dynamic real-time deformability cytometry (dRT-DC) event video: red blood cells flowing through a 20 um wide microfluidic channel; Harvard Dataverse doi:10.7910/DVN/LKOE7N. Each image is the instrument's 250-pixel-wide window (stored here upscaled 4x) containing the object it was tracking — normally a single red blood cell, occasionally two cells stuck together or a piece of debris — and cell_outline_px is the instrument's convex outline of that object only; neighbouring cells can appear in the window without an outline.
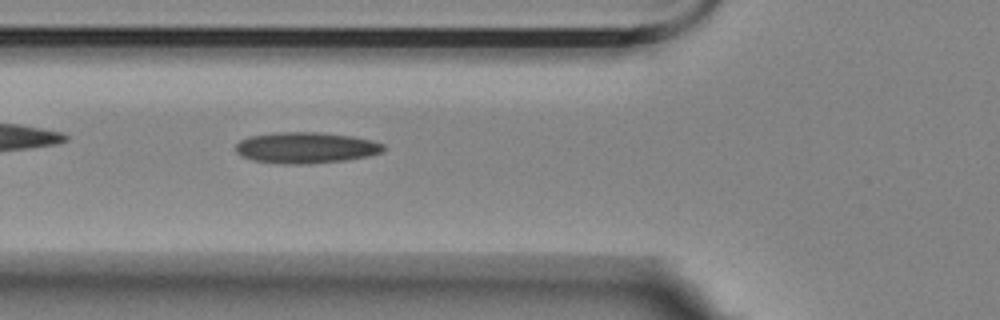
{"species": "Egyptian fruit bat (a non-hibernating species)", "species_latin": "Rousettus aegyptiacus", "temperature_condition": "room temperature", "stored_images_in_passage": 40, "camera_frame_rate_fps": 3000, "um_per_image_px": 0.085, "animal": {"sex": "female"}, "frame": {"image": 1, "passage_image": 7, "time_ms": 2.0, "image_size_px": [1000, 320], "cell_outline_px": [[384, 152], [368, 156], [344, 160], [308, 164], [288, 164], [252, 160], [240, 156], [236, 152], [236, 144], [240, 140], [248, 136], [276, 132], [320, 132], [352, 136], [372, 140], [384, 144]], "centroid_in_image_um": [25.99, 12.55], "position_along_channel_um": 99.8, "area_um2": 26.93}}
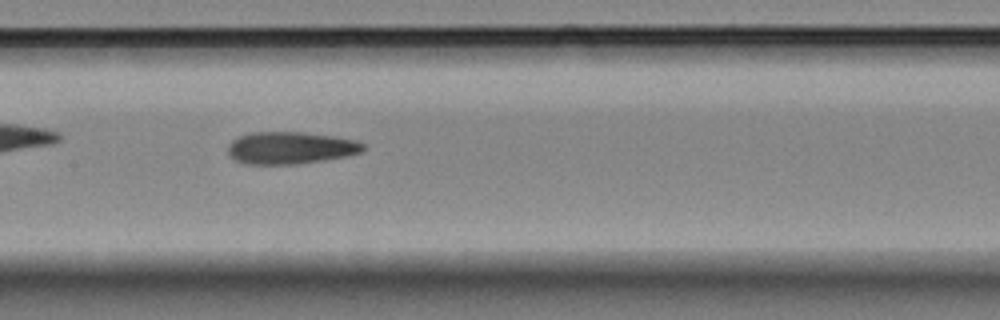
{"frame": {"image": 2, "passage_image": 14, "time_ms": 4.333, "image_size_px": [1000, 320], "cell_outline_px": [[364, 152], [348, 156], [324, 160], [296, 164], [248, 164], [236, 160], [228, 152], [228, 144], [236, 136], [248, 132], [300, 132], [332, 136], [356, 140], [364, 144]], "centroid_in_image_um": [24.69, 12.56], "position_along_channel_um": 182.7, "area_um2": 25.49}}
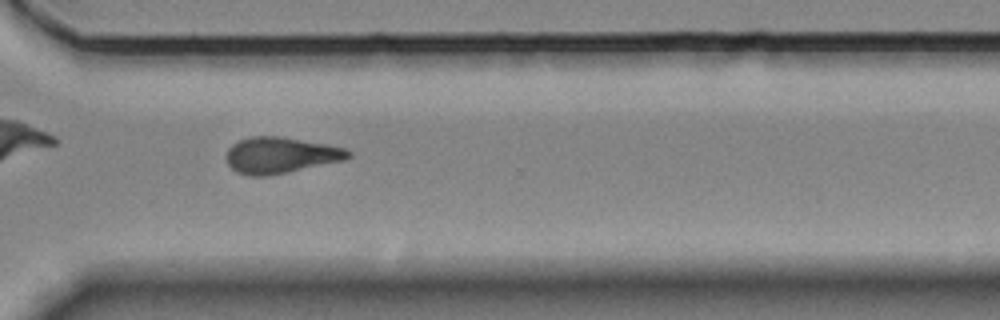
{"frame": {"image": 3, "passage_image": 28, "time_ms": 9.0, "image_size_px": [1000, 320], "cell_outline_px": [[352, 156], [344, 160], [288, 172], [268, 176], [248, 176], [236, 172], [228, 164], [224, 156], [228, 148], [232, 144], [240, 140], [252, 136], [280, 136], [324, 144], [344, 148], [352, 152]], "centroid_in_image_um": [23.8, 13.2], "position_along_channel_um": 346.8, "area_um2": 25.72}}